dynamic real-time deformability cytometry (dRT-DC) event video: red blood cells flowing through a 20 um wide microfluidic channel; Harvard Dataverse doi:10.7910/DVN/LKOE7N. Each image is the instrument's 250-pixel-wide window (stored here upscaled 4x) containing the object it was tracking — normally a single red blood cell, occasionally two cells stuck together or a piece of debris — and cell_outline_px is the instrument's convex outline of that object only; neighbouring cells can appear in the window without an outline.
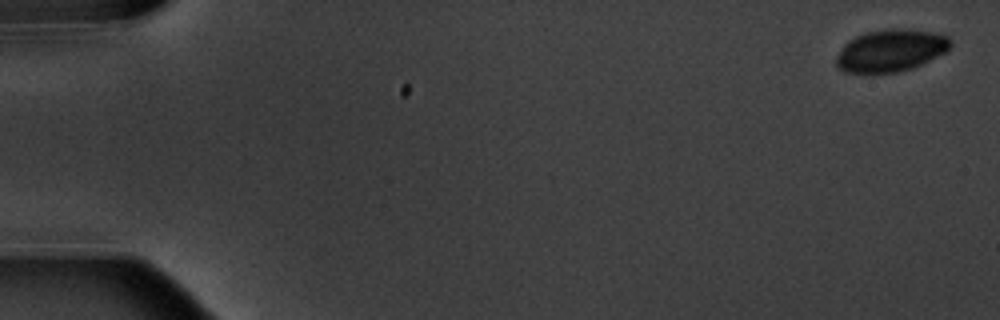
{"species": "common noctule bat (a hibernating species)", "species_latin": "Nyctalus noctula", "temperature_condition": "warm", "stored_images_in_passage": 6, "camera_frame_rate_fps": 3000, "um_per_image_px": 0.085, "animal": {"sex": "male", "body_mass_g": 20.1, "forearm_length_mm": 53.5}, "frame": {"image": 1, "passage_image": 1, "time_ms": 0.0, "image_size_px": [1000, 320], "cell_outline_px": [[952, 44], [944, 52], [912, 68], [896, 72], [844, 72], [836, 68], [836, 56], [844, 44], [848, 40], [864, 32], [888, 28], [900, 28], [932, 32], [948, 36], [952, 40]], "centroid_in_image_um": [75.67, 4.27], "position_along_channel_um": 9.3, "area_um2": 27.98}}